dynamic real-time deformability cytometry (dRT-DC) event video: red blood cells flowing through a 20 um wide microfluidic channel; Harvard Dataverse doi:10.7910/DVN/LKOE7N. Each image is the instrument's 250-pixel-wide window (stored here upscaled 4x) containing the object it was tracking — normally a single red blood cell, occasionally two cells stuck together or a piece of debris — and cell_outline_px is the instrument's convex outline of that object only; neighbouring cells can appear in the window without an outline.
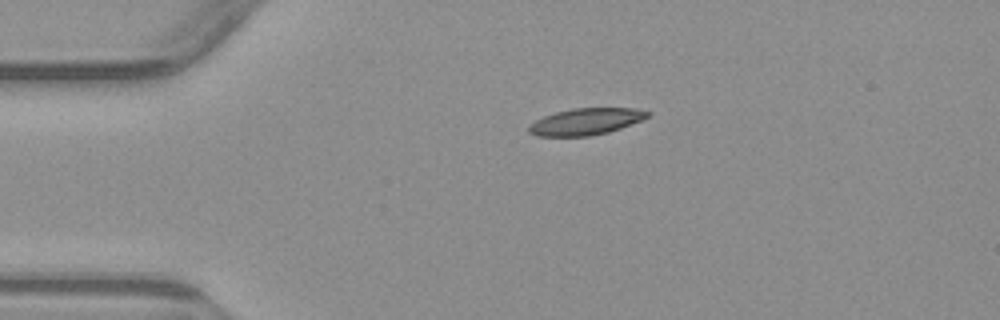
{"species": "common noctule bat (a hibernating species)", "species_latin": "Nyctalus noctula", "temperature_condition": "warm", "stored_images_in_passage": 6, "camera_frame_rate_fps": 3000, "um_per_image_px": 0.085, "animal": {"sex": "male", "body_mass_g": 23.1, "forearm_length_mm": 52.7}, "frame": {"image": 1, "passage_image": 6, "time_ms": 6.667, "image_size_px": [1000, 320], "cell_outline_px": [[652, 116], [620, 128], [608, 132], [588, 136], [536, 136], [528, 132], [528, 128], [536, 120], [544, 116], [556, 112], [572, 108], [636, 108], [652, 112]], "centroid_in_image_um": [49.84, 10.32], "position_along_channel_um": 35.2, "area_um2": 18.44}}